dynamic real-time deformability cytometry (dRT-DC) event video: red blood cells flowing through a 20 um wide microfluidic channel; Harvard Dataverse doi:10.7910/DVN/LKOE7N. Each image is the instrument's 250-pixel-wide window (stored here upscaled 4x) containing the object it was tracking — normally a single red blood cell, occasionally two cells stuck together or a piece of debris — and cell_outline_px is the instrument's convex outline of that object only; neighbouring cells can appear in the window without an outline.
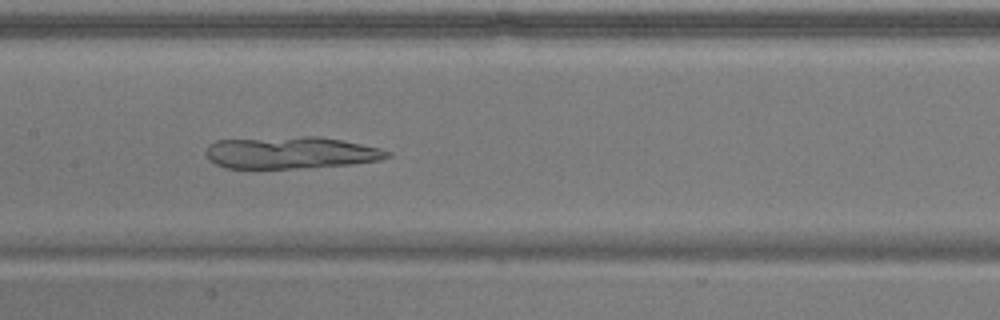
{"species": "common noctule bat (a hibernating species)", "species_latin": "Nyctalus noctula", "temperature_condition": "warm", "stored_images_in_passage": 54, "camera_frame_rate_fps": 3000, "um_per_image_px": 0.085, "animal": {"sex": "male", "body_mass_g": 17.9}, "frame": {"image": 1, "passage_image": 26, "time_ms": 8.333, "image_size_px": [1000, 320], "cell_outline_px": [[392, 156], [380, 160], [352, 164], [296, 168], [224, 168], [216, 164], [204, 152], [208, 144], [216, 140], [300, 136], [316, 136], [340, 140], [380, 148], [392, 152]], "centroid_in_image_um": [24.71, 12.97], "position_along_channel_um": 182.7, "area_um2": 33.81}}
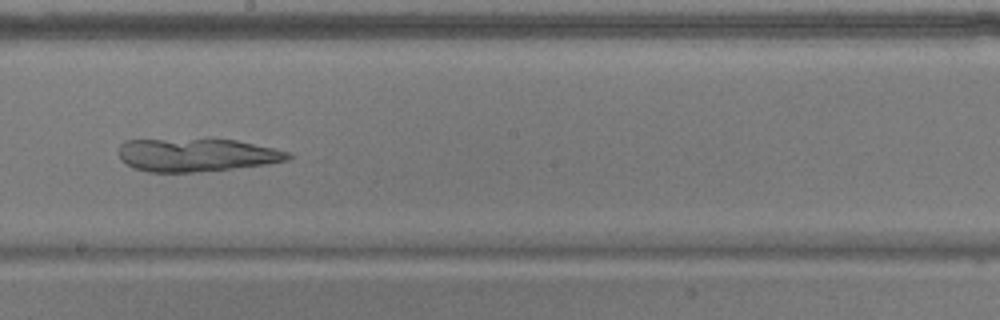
{"frame": {"image": 2, "passage_image": 30, "time_ms": 9.667, "image_size_px": [1000, 320], "cell_outline_px": [[292, 156], [288, 160], [264, 164], [196, 172], [148, 172], [136, 168], [120, 160], [116, 152], [120, 144], [124, 140], [236, 140], [292, 152]], "centroid_in_image_um": [16.67, 13.17], "position_along_channel_um": 231.5, "area_um2": 32.31}}